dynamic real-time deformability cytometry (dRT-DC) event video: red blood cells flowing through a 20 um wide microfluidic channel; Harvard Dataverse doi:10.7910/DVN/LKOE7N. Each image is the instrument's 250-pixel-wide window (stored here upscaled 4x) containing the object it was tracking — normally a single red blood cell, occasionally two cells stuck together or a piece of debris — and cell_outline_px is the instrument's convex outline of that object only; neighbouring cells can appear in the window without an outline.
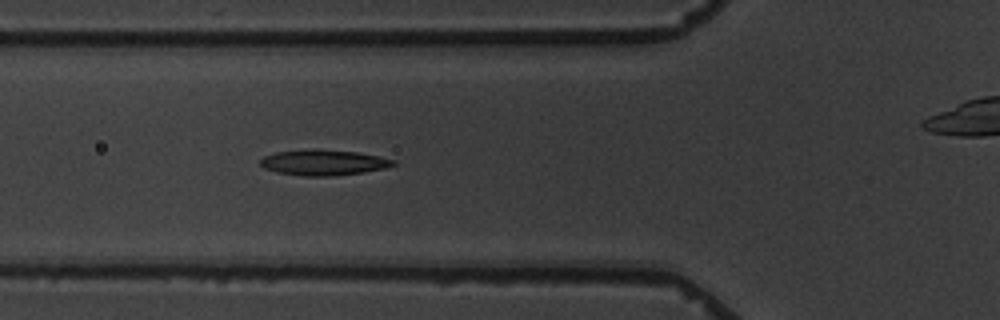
{"species": "common noctule bat (a hibernating species)", "species_latin": "Nyctalus noctula", "temperature_condition": "warm", "stored_images_in_passage": 4, "camera_frame_rate_fps": 3000, "um_per_image_px": 0.085, "animal": {"sex": "male", "body_mass_g": 19.5, "forearm_length_mm": 54.6}, "frame": {"image": 1, "passage_image": 3, "time_ms": 3.333, "image_size_px": [1000, 320], "cell_outline_px": [[396, 164], [384, 168], [364, 172], [332, 176], [304, 176], [276, 172], [264, 168], [260, 164], [260, 160], [264, 156], [276, 152], [312, 148], [316, 148], [356, 152], [380, 156], [396, 160]], "centroid_in_image_um": [27.49, 13.8], "position_along_channel_um": 98.3, "area_um2": 20.0}}